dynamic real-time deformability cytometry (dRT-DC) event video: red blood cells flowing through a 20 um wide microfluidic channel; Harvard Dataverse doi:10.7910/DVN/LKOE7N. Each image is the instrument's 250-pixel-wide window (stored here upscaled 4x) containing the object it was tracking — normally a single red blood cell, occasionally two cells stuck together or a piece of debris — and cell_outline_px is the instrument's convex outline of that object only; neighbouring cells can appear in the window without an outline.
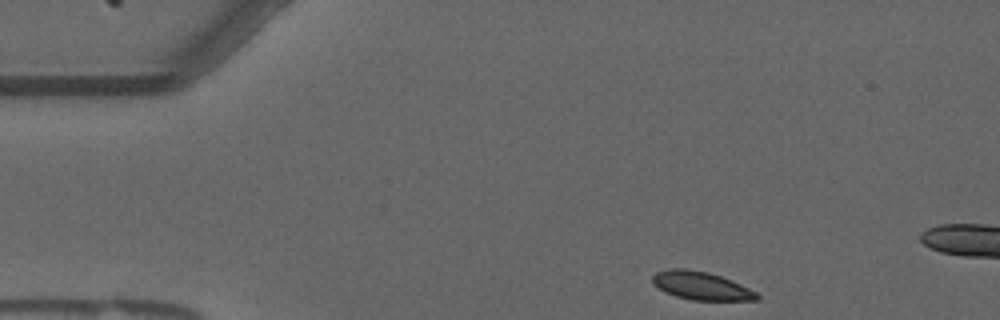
{"species": "common noctule bat (a hibernating species)", "species_latin": "Nyctalus noctula", "temperature_condition": "warm", "stored_images_in_passage": 49, "camera_frame_rate_fps": 3000, "um_per_image_px": 0.085, "animal": {"sex": "male", "forearm_length_mm": 52.5}, "frame": {"image": 1, "passage_image": 1, "time_ms": 0.0, "image_size_px": [1000, 320], "cell_outline_px": [[760, 300], [692, 300], [676, 296], [664, 292], [652, 284], [652, 276], [656, 272], [668, 268], [684, 268], [708, 272], [732, 280], [756, 292], [760, 296]], "centroid_in_image_um": [59.57, 24.28], "position_along_channel_um": 25.4, "area_um2": 17.22}}
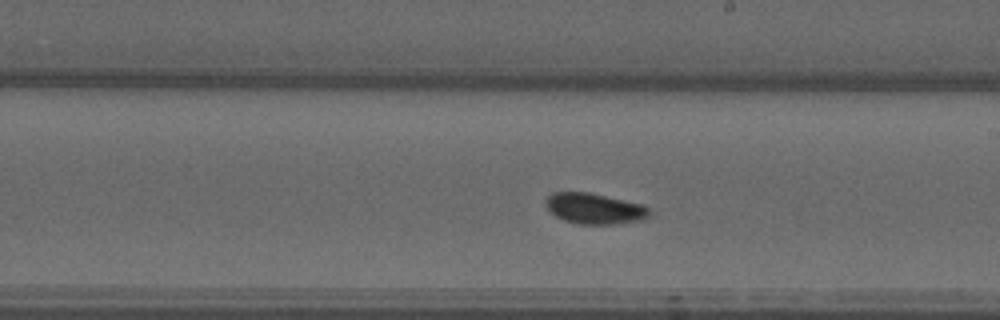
{"frame": {"image": 2, "passage_image": 24, "time_ms": 7.667, "image_size_px": [1000, 320], "cell_outline_px": [[652, 212], [648, 216], [640, 220], [616, 224], [576, 224], [564, 220], [548, 212], [544, 204], [544, 200], [552, 192], [588, 192], [644, 204]], "centroid_in_image_um": [50.49, 17.72], "position_along_channel_um": 238.5, "area_um2": 18.84}}
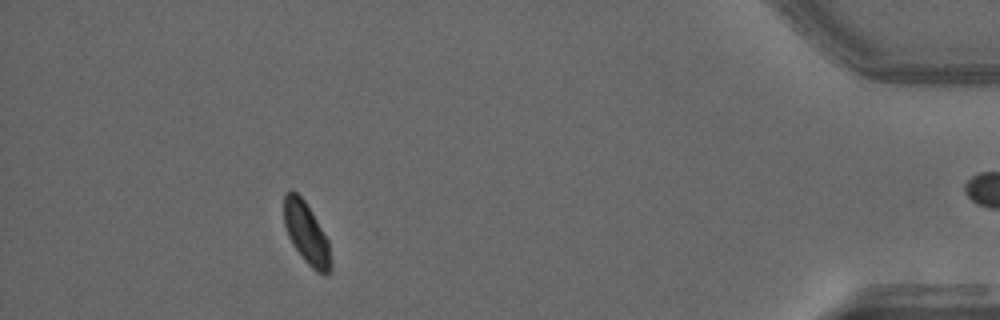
{"frame": {"image": 3, "passage_image": 43, "time_ms": 14.0, "image_size_px": [1000, 320], "cell_outline_px": [[332, 268], [328, 272], [316, 272], [304, 260], [292, 244], [288, 236], [284, 224], [284, 192], [292, 188], [304, 200], [328, 240], [332, 264]], "centroid_in_image_um": [26.02, 19.8], "position_along_channel_um": 409.2, "area_um2": 16.65}}